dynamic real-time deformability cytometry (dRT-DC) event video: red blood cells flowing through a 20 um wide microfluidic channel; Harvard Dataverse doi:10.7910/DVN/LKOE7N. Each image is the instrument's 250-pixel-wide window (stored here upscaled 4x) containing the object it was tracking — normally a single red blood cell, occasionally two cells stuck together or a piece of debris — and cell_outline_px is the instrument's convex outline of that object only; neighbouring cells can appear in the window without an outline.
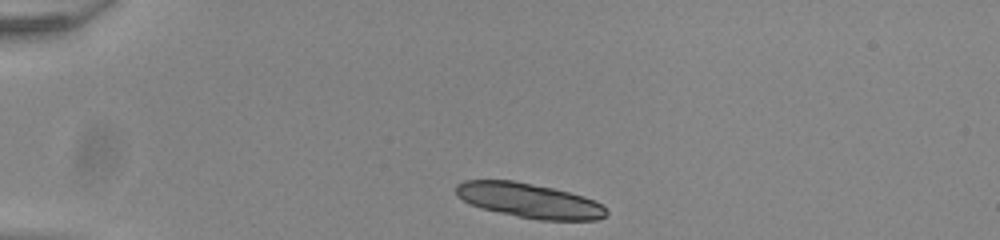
{"species": "common noctule bat (a hibernating species)", "species_latin": "Nyctalus noctula", "temperature_condition": "room temperature", "stored_images_in_passage": 41, "camera_frame_rate_fps": 3000, "um_per_image_px": 0.085, "animal": {"sex": "male", "body_mass_g": 20.0, "forearm_length_mm": 53.3}, "frame": {"image": 1, "passage_image": 1, "time_ms": 0.0, "image_size_px": [1000, 240], "cell_outline_px": [[608, 212], [604, 216], [596, 220], [540, 220], [480, 208], [456, 196], [456, 184], [464, 180], [512, 180], [552, 188], [584, 196], [604, 204]], "centroid_in_image_um": [45.0, 17.04], "position_along_channel_um": 40.0, "area_um2": 30.17}}
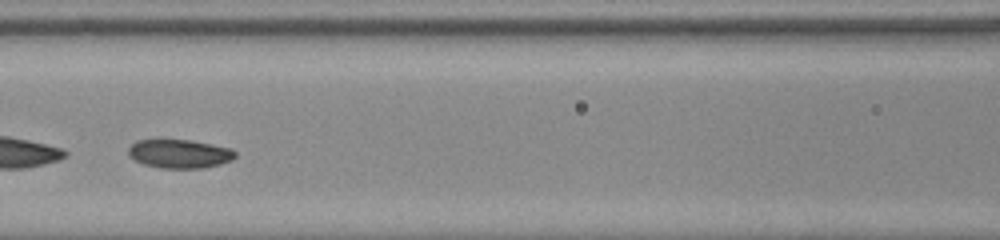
{"frame": {"image": 2, "passage_image": 14, "time_ms": 4.333, "image_size_px": [1000, 240], "cell_outline_px": [[236, 156], [232, 160], [220, 164], [204, 168], [160, 168], [144, 164], [128, 156], [128, 148], [136, 140], [192, 140], [232, 148], [236, 152]], "centroid_in_image_um": [15.28, 13.07], "position_along_channel_um": 151.3, "area_um2": 17.98}}
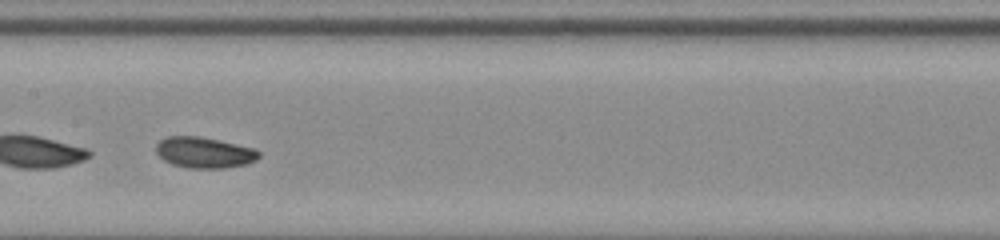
{"frame": {"image": 3, "passage_image": 17, "time_ms": 5.333, "image_size_px": [1000, 240], "cell_outline_px": [[260, 156], [256, 160], [248, 164], [228, 168], [188, 168], [172, 164], [164, 160], [156, 152], [156, 144], [160, 140], [168, 136], [200, 136], [256, 148], [260, 152]], "centroid_in_image_um": [17.4, 12.97], "position_along_channel_um": 190.0, "area_um2": 18.73}, "authors_computed_cell_mechanics": {"area_um2": 18.5538, "velocity_mm_per_s": 3.8796, "shape_relaxation_time_tau1_ms": 5.2316, "shape_relaxation_time_tau2_ms": 5.042, "deformation_change_tau1": 0.1228, "deformation_change_tau2": 0.0839}}